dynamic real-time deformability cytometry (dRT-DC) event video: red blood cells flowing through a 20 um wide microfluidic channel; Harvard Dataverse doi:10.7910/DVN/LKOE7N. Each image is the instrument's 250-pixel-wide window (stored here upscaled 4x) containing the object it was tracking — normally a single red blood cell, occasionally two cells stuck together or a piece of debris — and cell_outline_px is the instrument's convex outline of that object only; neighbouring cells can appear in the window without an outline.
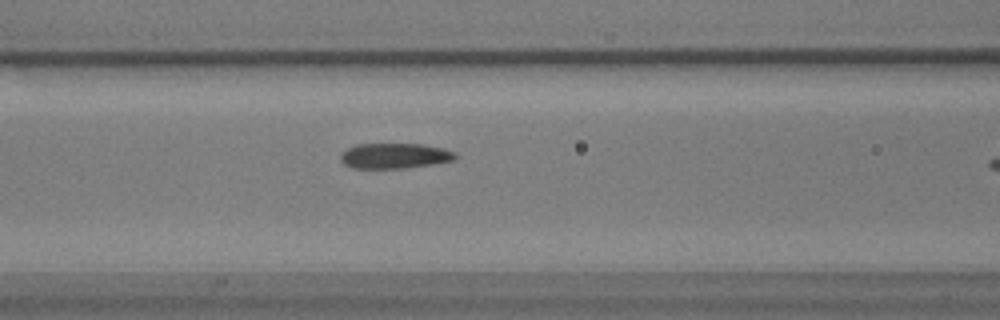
{"species": "common noctule bat (a hibernating species)", "species_latin": "Nyctalus noctula", "temperature_condition": "warm", "stored_images_in_passage": 9, "camera_frame_rate_fps": 3000, "um_per_image_px": 0.085, "animal": {"sex": "male", "body_mass_g": 17.9}, "frame": {"image": 1, "passage_image": 8, "time_ms": 2.333, "image_size_px": [1000, 320], "cell_outline_px": [[456, 160], [408, 168], [352, 168], [344, 164], [340, 160], [340, 156], [348, 148], [356, 144], [424, 144], [444, 148], [456, 152]], "centroid_in_image_um": [33.58, 13.24], "position_along_channel_um": 133.0, "area_um2": 17.05}}